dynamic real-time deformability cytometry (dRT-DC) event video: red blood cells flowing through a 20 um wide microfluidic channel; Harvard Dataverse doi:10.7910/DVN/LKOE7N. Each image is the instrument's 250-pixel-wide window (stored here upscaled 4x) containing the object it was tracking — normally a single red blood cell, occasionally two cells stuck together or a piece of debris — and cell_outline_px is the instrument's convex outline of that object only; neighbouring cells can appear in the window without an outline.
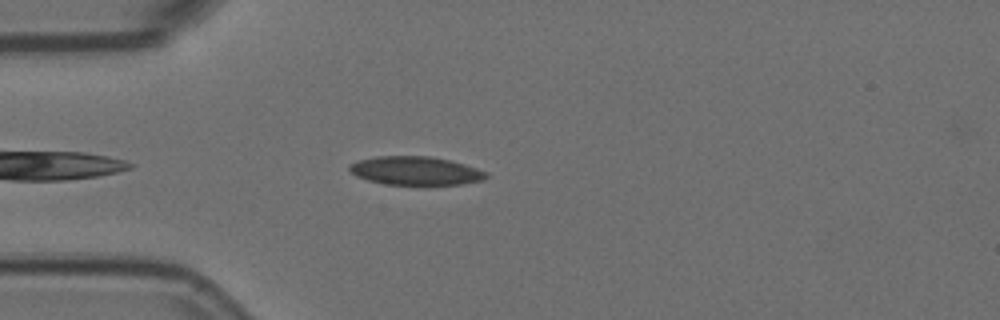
{"species": "Egyptian fruit bat (a non-hibernating species)", "species_latin": "Rousettus aegyptiacus", "temperature_condition": "room temperature", "stored_images_in_passage": 2, "camera_frame_rate_fps": 3000, "um_per_image_px": 0.085, "animal": {"sex": "female"}, "frame": {"image": 1, "passage_image": 1, "time_ms": 0.0, "image_size_px": [1000, 320], "cell_outline_px": [[488, 176], [484, 180], [460, 184], [428, 188], [424, 188], [384, 184], [368, 180], [356, 176], [348, 168], [348, 164], [360, 160], [376, 156], [428, 156], [448, 160], [464, 164], [488, 172]], "centroid_in_image_um": [35.35, 14.57], "position_along_channel_um": 49.7, "area_um2": 23.7}}